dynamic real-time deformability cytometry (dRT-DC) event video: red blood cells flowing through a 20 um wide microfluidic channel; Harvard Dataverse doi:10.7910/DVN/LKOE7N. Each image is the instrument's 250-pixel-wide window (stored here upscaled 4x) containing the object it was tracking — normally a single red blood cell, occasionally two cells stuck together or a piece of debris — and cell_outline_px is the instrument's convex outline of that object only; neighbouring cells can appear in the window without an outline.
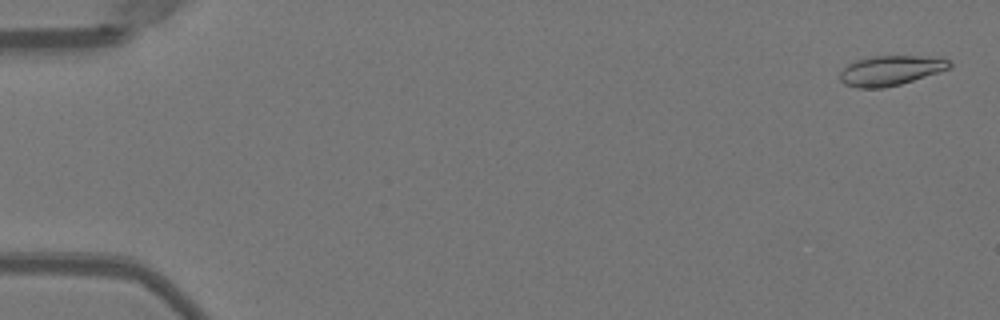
{"species": "Egyptian fruit bat (a non-hibernating species)", "species_latin": "Rousettus aegyptiacus", "temperature_condition": "warm", "stored_images_in_passage": 52, "camera_frame_rate_fps": 3000, "um_per_image_px": 0.085, "animal": {"sex": "female"}, "frame": {"image": 1, "passage_image": 2, "time_ms": 0.333, "image_size_px": [1000, 320], "cell_outline_px": [[952, 68], [900, 84], [884, 88], [856, 88], [844, 84], [840, 80], [840, 72], [848, 64], [856, 60], [872, 56], [920, 56], [948, 60], [952, 64]], "centroid_in_image_um": [75.67, 6.0], "position_along_channel_um": 9.3, "area_um2": 18.96}}
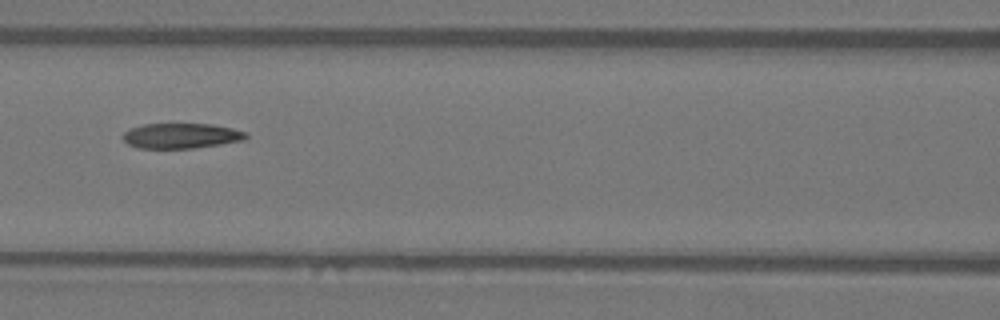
{"frame": {"image": 2, "passage_image": 24, "time_ms": 7.667, "image_size_px": [1000, 320], "cell_outline_px": [[248, 136], [244, 140], [220, 144], [192, 148], [140, 148], [128, 144], [124, 140], [124, 132], [132, 128], [144, 124], [212, 124], [232, 128], [248, 132]], "centroid_in_image_um": [15.44, 11.54], "position_along_channel_um": 151.2, "area_um2": 17.92}}
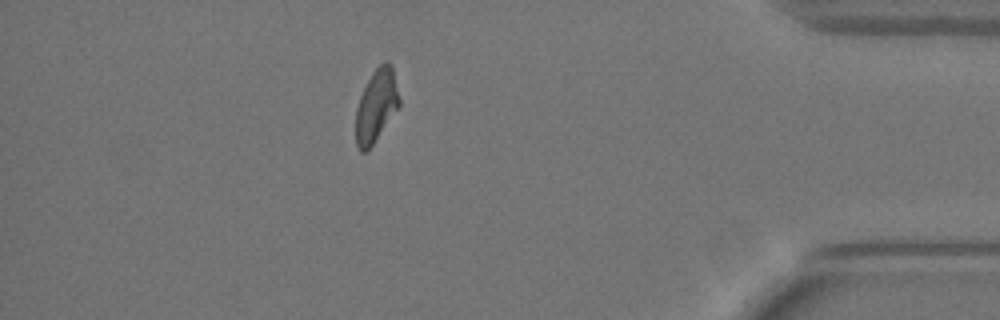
{"frame": {"image": 3, "passage_image": 46, "time_ms": 15.0, "image_size_px": [1000, 320], "cell_outline_px": [[400, 104], [368, 152], [360, 152], [356, 144], [356, 108], [360, 96], [372, 72], [384, 60], [388, 60], [392, 64], [400, 100]], "centroid_in_image_um": [31.98, 8.98], "position_along_channel_um": 403.2, "area_um2": 18.44}, "authors_computed_cell_mechanics": {"area_um2": 18.7561, "velocity_mm_per_s": 3.9834, "shape_relaxation_time_tau1_ms": 6.5788, "shape_relaxation_time_tau2_ms": 3.2467, "deformation_change_tau1": 0.1954, "deformation_change_tau2": 0.0975}}